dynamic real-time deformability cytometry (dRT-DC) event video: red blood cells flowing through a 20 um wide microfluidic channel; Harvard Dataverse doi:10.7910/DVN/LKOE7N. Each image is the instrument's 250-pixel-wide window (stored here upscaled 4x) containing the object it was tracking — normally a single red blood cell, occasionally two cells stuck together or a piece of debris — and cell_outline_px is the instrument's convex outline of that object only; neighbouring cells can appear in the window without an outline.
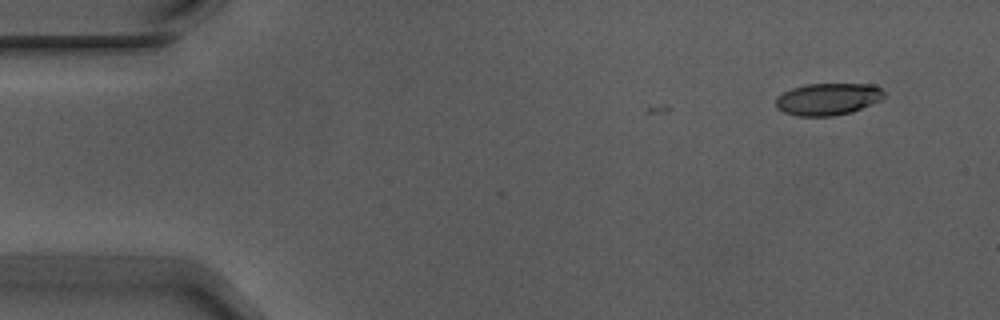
{"species": "Egyptian fruit bat (a non-hibernating species)", "species_latin": "Rousettus aegyptiacus", "temperature_condition": "warm", "stored_images_in_passage": 3, "camera_frame_rate_fps": 3000, "um_per_image_px": 0.085, "animal": {"sex": "male"}, "frame": {"image": 1, "passage_image": 1, "time_ms": 0.0, "image_size_px": [1000, 320], "cell_outline_px": [[884, 96], [880, 100], [872, 104], [852, 112], [832, 116], [796, 116], [784, 112], [776, 108], [776, 96], [792, 88], [804, 84], [876, 84], [884, 92]], "centroid_in_image_um": [70.36, 8.42], "position_along_channel_um": 14.6, "area_um2": 20.35}}